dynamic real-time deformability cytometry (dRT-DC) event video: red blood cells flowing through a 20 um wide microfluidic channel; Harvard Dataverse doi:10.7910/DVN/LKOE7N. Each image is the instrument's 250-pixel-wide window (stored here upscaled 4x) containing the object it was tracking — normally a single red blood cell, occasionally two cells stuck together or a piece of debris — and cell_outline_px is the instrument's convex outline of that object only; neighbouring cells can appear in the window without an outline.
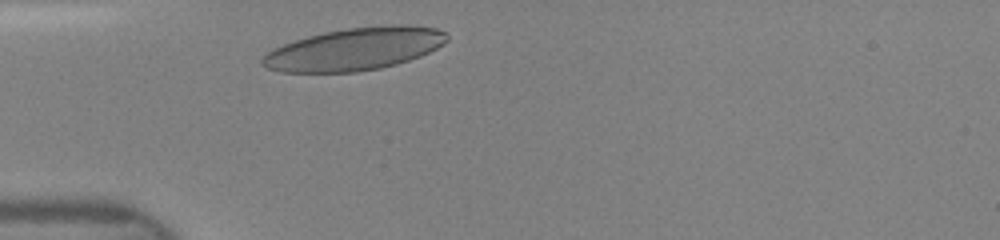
{"species": "human", "species_latin": "Homo sapiens", "temperature_condition": "room temperature", "stored_images_in_passage": 11, "camera_frame_rate_fps": 3000, "um_per_image_px": 0.085, "donor": {"sex": "female"}, "frame": {"image": 1, "passage_image": 1, "time_ms": 0.0, "image_size_px": [1000, 240], "cell_outline_px": [[448, 40], [444, 44], [420, 56], [396, 64], [380, 68], [356, 72], [280, 72], [268, 68], [260, 64], [260, 60], [268, 52], [284, 44], [308, 36], [324, 32], [348, 28], [392, 24], [404, 24], [436, 28], [444, 32], [448, 36]], "centroid_in_image_um": [30.16, 4.17], "position_along_channel_um": 54.8, "area_um2": 45.55}}
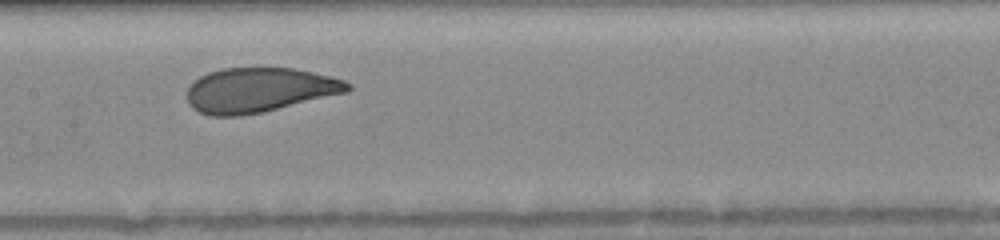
{"frame": {"image": 2, "passage_image": 6, "time_ms": 3.333, "image_size_px": [1000, 240], "cell_outline_px": [[352, 88], [348, 92], [264, 112], [240, 116], [212, 116], [200, 112], [192, 108], [188, 104], [188, 88], [200, 76], [208, 72], [224, 68], [292, 68], [332, 76], [344, 80], [352, 84]], "centroid_in_image_um": [22.07, 7.66], "position_along_channel_um": 185.3, "area_um2": 41.85}}
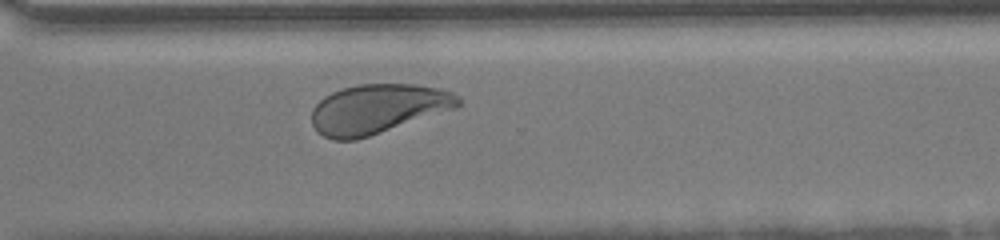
{"frame": {"image": 3, "passage_image": 11, "time_ms": 7.0, "image_size_px": [1000, 240], "cell_outline_px": [[460, 104], [456, 108], [356, 140], [332, 140], [316, 132], [312, 124], [312, 108], [324, 96], [332, 92], [344, 88], [360, 84], [416, 84], [440, 88], [452, 92], [460, 96]], "centroid_in_image_um": [32.1, 9.25], "position_along_channel_um": 338.5, "area_um2": 42.19}}